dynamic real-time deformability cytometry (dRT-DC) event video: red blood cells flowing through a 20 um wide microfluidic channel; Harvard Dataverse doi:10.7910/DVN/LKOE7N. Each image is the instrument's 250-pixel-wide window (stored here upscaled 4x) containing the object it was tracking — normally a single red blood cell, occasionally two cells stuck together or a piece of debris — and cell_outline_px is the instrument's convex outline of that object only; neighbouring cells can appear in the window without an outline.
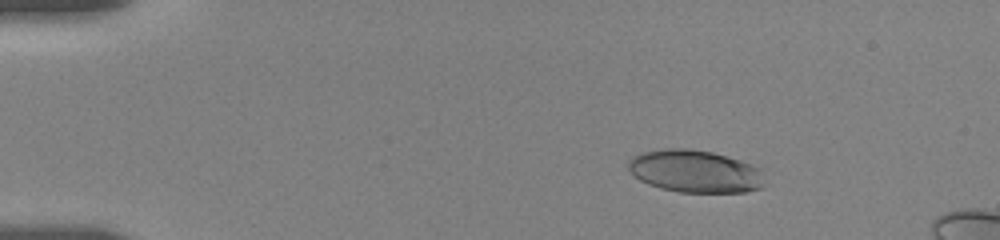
{"species": "human", "species_latin": "Homo sapiens", "temperature_condition": "room temperature", "stored_images_in_passage": 50, "camera_frame_rate_fps": 3000, "um_per_image_px": 0.085, "donor": {"sex": "female"}, "frame": {"image": 1, "passage_image": 3, "time_ms": 0.667, "image_size_px": [1000, 240], "cell_outline_px": [[764, 184], [760, 188], [744, 192], [680, 192], [660, 188], [648, 184], [640, 180], [628, 168], [628, 160], [644, 152], [664, 148], [688, 148], [712, 152], [740, 160], [752, 164], [760, 168]], "centroid_in_image_um": [59.09, 14.56], "position_along_channel_um": 25.9, "area_um2": 33.64}}
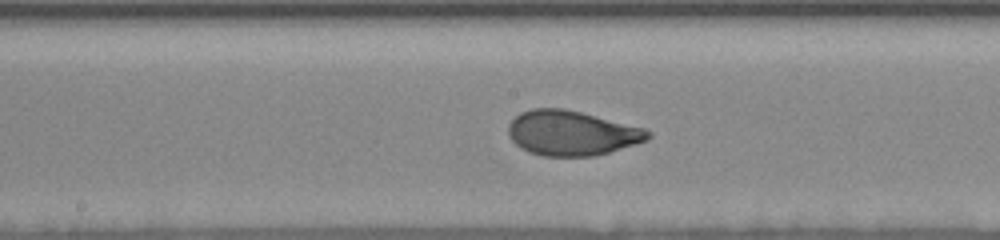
{"frame": {"image": 2, "passage_image": 24, "time_ms": 7.667, "image_size_px": [1000, 240], "cell_outline_px": [[652, 136], [644, 140], [608, 152], [592, 156], [544, 156], [528, 152], [520, 148], [508, 136], [508, 124], [520, 112], [532, 108], [564, 108], [644, 128], [652, 132]], "centroid_in_image_um": [48.53, 11.3], "position_along_channel_um": 199.7, "area_um2": 36.18}}
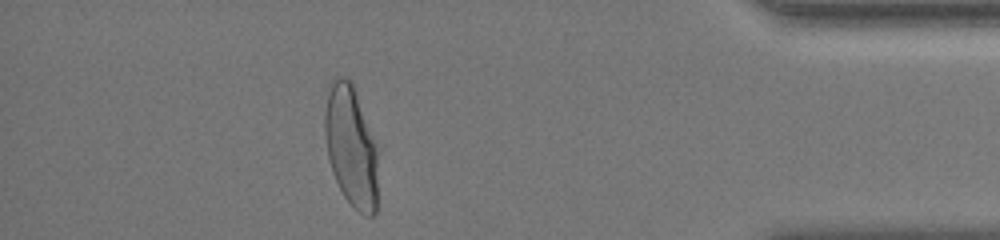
{"frame": {"image": 3, "passage_image": 44, "time_ms": 14.333, "image_size_px": [1000, 240], "cell_outline_px": [[380, 152], [376, 212], [372, 216], [364, 216], [344, 196], [332, 172], [328, 160], [324, 132], [324, 112], [328, 92], [336, 76], [344, 76], [352, 84]], "centroid_in_image_um": [29.87, 12.5], "position_along_channel_um": 405.3, "area_um2": 37.97}}